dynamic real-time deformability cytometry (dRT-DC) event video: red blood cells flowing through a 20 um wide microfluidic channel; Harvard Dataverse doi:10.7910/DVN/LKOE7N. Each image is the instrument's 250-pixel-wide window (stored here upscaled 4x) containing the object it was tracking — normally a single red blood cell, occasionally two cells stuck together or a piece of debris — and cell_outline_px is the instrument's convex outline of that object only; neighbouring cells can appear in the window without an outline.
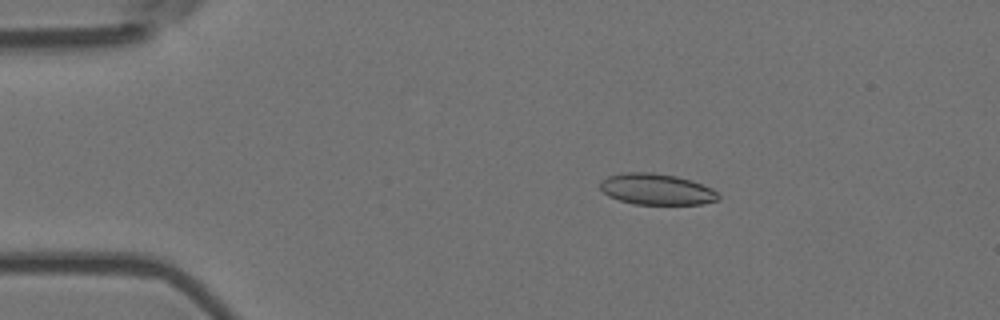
{"species": "Egyptian fruit bat (a non-hibernating species)", "species_latin": "Rousettus aegyptiacus", "temperature_condition": "room temperature", "stored_images_in_passage": 5, "camera_frame_rate_fps": 3000, "um_per_image_px": 0.085, "animal": {"sex": "female"}, "frame": {"image": 1, "passage_image": 2, "time_ms": 0.333, "image_size_px": [1000, 320], "cell_outline_px": [[720, 200], [700, 204], [636, 204], [620, 200], [608, 196], [600, 188], [600, 180], [608, 176], [620, 172], [652, 172], [676, 176], [692, 180], [712, 188], [720, 196]], "centroid_in_image_um": [55.8, 16.07], "position_along_channel_um": 29.2, "area_um2": 21.56}}
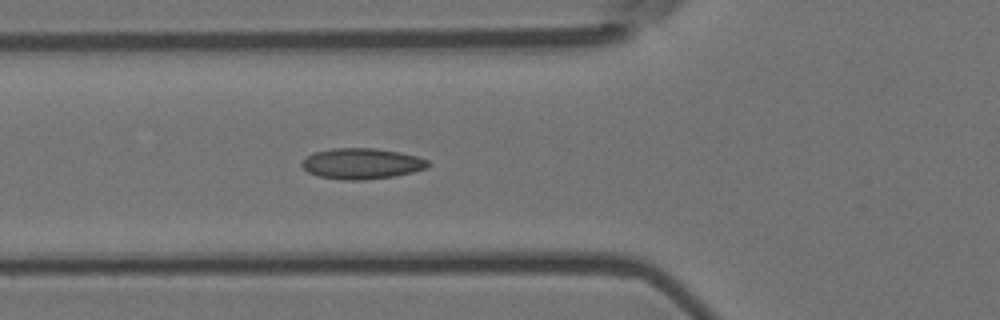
{"frame": {"image": 2, "passage_image": 5, "time_ms": 1.333, "image_size_px": [1000, 320], "cell_outline_px": [[428, 168], [396, 176], [364, 180], [340, 180], [320, 176], [308, 172], [300, 164], [312, 152], [332, 148], [376, 148], [416, 156], [428, 160]], "centroid_in_image_um": [30.73, 13.91], "position_along_channel_um": 95.1, "area_um2": 22.6}}